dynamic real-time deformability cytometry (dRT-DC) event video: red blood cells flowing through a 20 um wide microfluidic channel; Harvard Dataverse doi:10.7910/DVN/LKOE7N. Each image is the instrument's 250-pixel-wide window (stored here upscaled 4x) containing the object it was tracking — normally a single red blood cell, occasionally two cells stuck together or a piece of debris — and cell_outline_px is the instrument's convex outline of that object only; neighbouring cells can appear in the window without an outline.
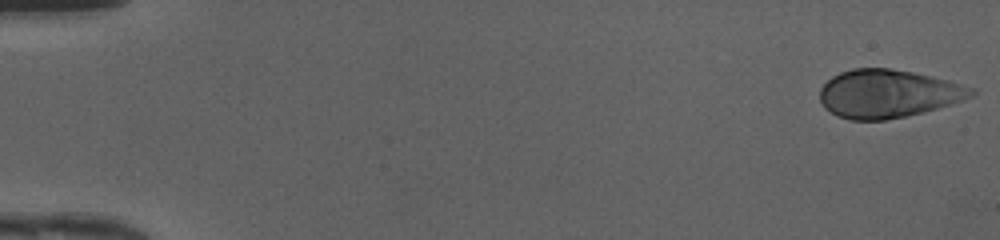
{"species": "human", "species_latin": "Homo sapiens", "temperature_condition": "cold", "stored_images_in_passage": 48, "camera_frame_rate_fps": 3000, "um_per_image_px": 0.085, "donor": {"sex": "female"}, "frame": {"image": 1, "passage_image": 1, "time_ms": 0.0, "image_size_px": [1000, 240], "cell_outline_px": [[976, 92], [972, 96], [924, 112], [884, 120], [852, 120], [836, 116], [824, 108], [820, 100], [820, 88], [832, 76], [840, 72], [852, 68], [888, 68], [912, 72], [948, 80], [972, 88]], "centroid_in_image_um": [75.42, 7.96], "position_along_channel_um": 9.6, "area_um2": 42.19}}
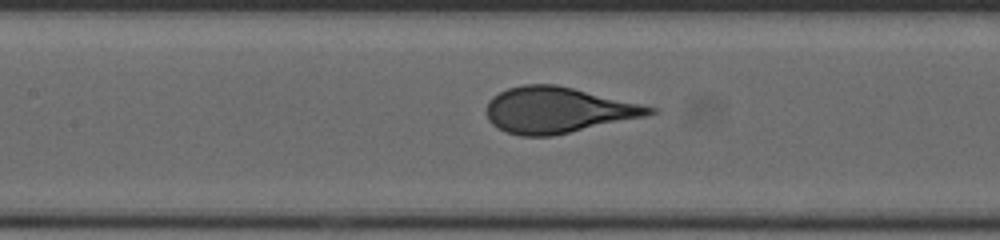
{"frame": {"image": 2, "passage_image": 23, "time_ms": 7.333, "image_size_px": [1000, 240], "cell_outline_px": [[660, 112], [644, 116], [552, 136], [520, 136], [508, 132], [492, 124], [488, 120], [488, 100], [492, 96], [508, 88], [524, 84], [556, 84], [660, 108]], "centroid_in_image_um": [47.43, 9.34], "position_along_channel_um": 160.0, "area_um2": 43.35}}
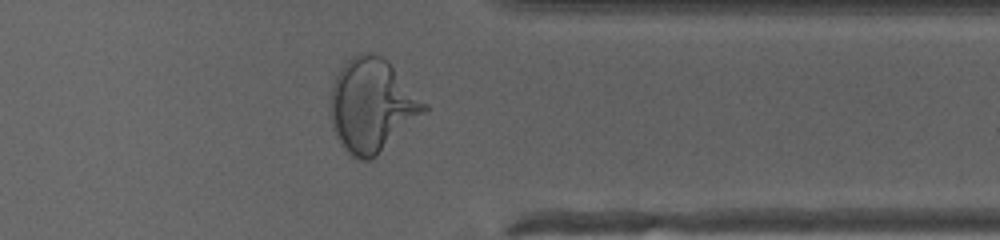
{"frame": {"image": 3, "passage_image": 39, "time_ms": 12.667, "image_size_px": [1000, 240], "cell_outline_px": [[428, 112], [372, 160], [356, 160], [340, 144], [332, 128], [328, 112], [328, 104], [332, 84], [340, 68], [352, 56], [364, 52], [372, 52], [388, 60], [428, 104]], "centroid_in_image_um": [31.62, 8.97], "position_along_channel_um": 379.8, "area_um2": 52.08}}